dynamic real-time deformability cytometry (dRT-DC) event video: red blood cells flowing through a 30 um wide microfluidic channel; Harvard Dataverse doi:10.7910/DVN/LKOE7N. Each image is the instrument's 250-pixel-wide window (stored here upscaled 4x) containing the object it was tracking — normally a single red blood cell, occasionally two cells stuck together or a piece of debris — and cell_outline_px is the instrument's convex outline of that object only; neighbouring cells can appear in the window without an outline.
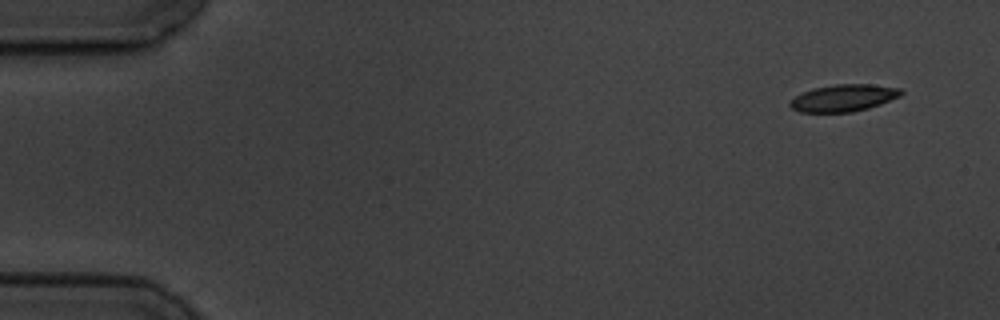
{"species": "common noctule bat (a hibernating species)", "species_latin": "Nyctalus noctula", "temperature_condition": "cold", "stored_images_in_passage": 5, "camera_frame_rate_fps": 3000, "um_per_image_px": 0.085, "animal": {"sex": "male", "body_mass_g": 19.5, "forearm_length_mm": 54.6}, "frame": {"image": 1, "passage_image": 1, "time_ms": 0.0, "image_size_px": [1000, 320], "cell_outline_px": [[904, 92], [900, 96], [880, 104], [868, 108], [852, 112], [800, 112], [792, 108], [788, 104], [796, 96], [812, 88], [836, 84], [872, 84], [900, 88]], "centroid_in_image_um": [71.72, 8.32], "position_along_channel_um": 13.3, "area_um2": 17.4}}